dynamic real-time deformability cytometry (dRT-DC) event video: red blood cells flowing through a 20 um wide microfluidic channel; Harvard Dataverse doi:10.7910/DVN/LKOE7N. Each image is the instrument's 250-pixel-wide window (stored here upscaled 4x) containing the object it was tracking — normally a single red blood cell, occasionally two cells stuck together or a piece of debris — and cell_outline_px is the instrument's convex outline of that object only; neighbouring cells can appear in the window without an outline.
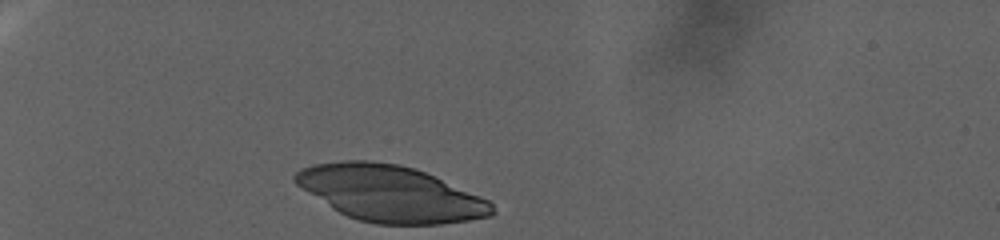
{"species": "human", "species_latin": "Homo sapiens", "temperature_condition": "warm", "stored_images_in_passage": 9, "camera_frame_rate_fps": 3000, "um_per_image_px": 0.085, "donor": {"sex": "female"}, "frame": {"image": 1, "passage_image": 1, "time_ms": 0.0, "image_size_px": [1000, 240], "cell_outline_px": [[496, 212], [492, 216], [468, 220], [440, 224], [376, 224], [360, 220], [348, 216], [332, 208], [296, 184], [292, 180], [292, 176], [300, 168], [312, 164], [344, 160], [368, 160], [400, 164], [424, 172], [480, 196], [488, 200], [492, 204]], "centroid_in_image_um": [33.15, 16.44], "position_along_channel_um": 51.9, "area_um2": 63.93}}